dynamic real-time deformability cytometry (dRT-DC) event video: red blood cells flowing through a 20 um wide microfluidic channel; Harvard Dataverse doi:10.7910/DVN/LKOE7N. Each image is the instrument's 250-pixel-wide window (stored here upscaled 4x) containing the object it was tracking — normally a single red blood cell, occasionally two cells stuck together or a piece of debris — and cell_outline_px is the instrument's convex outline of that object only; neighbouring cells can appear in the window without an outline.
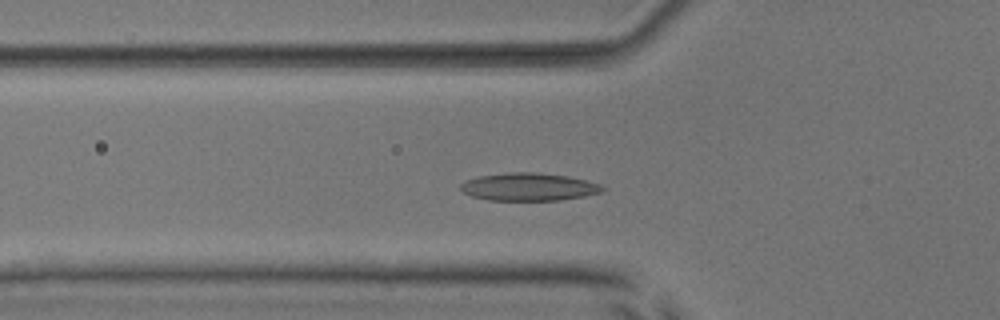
{"species": "common noctule bat (a hibernating species)", "species_latin": "Nyctalus noctula", "temperature_condition": "room temperature", "stored_images_in_passage": 46, "camera_frame_rate_fps": 3000, "um_per_image_px": 0.085, "animal": {"sex": "male", "body_mass_g": 17.9, "forearm_length_mm": 54.2}, "frame": {"image": 1, "passage_image": 11, "time_ms": 3.333, "image_size_px": [1000, 320], "cell_outline_px": [[608, 188], [600, 192], [584, 196], [560, 200], [488, 200], [472, 196], [464, 192], [460, 188], [460, 184], [464, 180], [476, 176], [512, 172], [536, 172], [568, 176], [600, 184]], "centroid_in_image_um": [44.93, 15.88], "position_along_channel_um": 80.9, "area_um2": 23.0}}
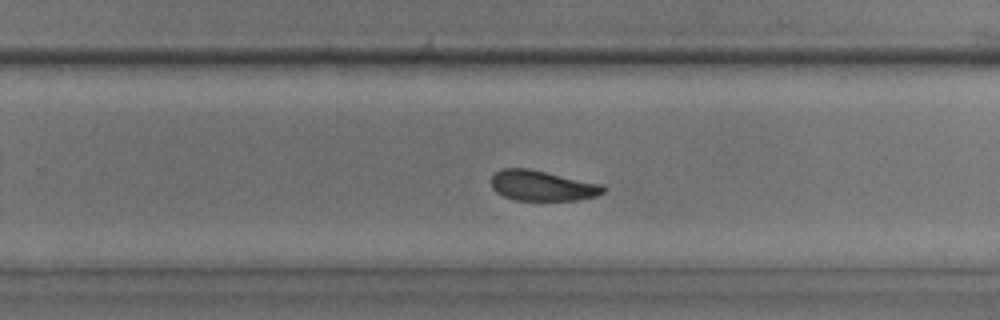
{"frame": {"image": 2, "passage_image": 27, "time_ms": 8.667, "image_size_px": [1000, 320], "cell_outline_px": [[608, 188], [604, 192], [596, 196], [576, 200], [516, 200], [504, 196], [496, 192], [492, 188], [492, 176], [496, 172], [504, 168], [528, 168], [604, 184]], "centroid_in_image_um": [46.14, 15.78], "position_along_channel_um": 283.7, "area_um2": 19.88}}
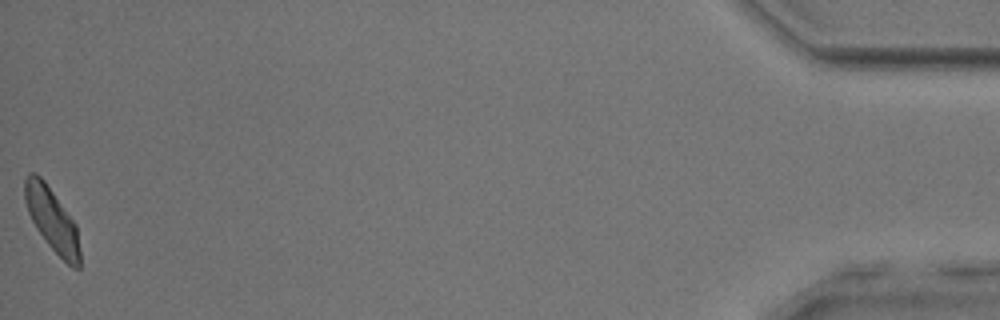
{"frame": {"image": 3, "passage_image": 46, "time_ms": 15.0, "image_size_px": [1000, 320], "cell_outline_px": [[80, 268], [72, 268], [48, 244], [36, 228], [28, 212], [24, 200], [24, 180], [28, 172], [36, 172], [44, 180], [76, 224], [80, 252]], "centroid_in_image_um": [4.41, 18.64], "position_along_channel_um": 430.8, "area_um2": 20.23}, "authors_computed_cell_mechanics": {"area_um2": 20.9814, "velocity_mm_per_s": 3.8163, "shape_relaxation_time_tau1_ms": 4.7713, "shape_relaxation_time_tau2_ms": 3.8701, "deformation_change_tau1": 0.1265, "deformation_change_tau2": 0.0897}}